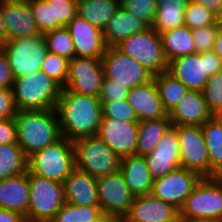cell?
<instances>
[{"mask_svg":"<svg viewBox=\"0 0 222 222\" xmlns=\"http://www.w3.org/2000/svg\"><path fill=\"white\" fill-rule=\"evenodd\" d=\"M55 109L62 137L73 142L97 134L102 118L99 97L74 93L62 87Z\"/></svg>","mask_w":222,"mask_h":222,"instance_id":"1","label":"cell"},{"mask_svg":"<svg viewBox=\"0 0 222 222\" xmlns=\"http://www.w3.org/2000/svg\"><path fill=\"white\" fill-rule=\"evenodd\" d=\"M14 120L17 144L27 157L62 137L56 109L17 111Z\"/></svg>","mask_w":222,"mask_h":222,"instance_id":"2","label":"cell"},{"mask_svg":"<svg viewBox=\"0 0 222 222\" xmlns=\"http://www.w3.org/2000/svg\"><path fill=\"white\" fill-rule=\"evenodd\" d=\"M61 86L41 70L14 78L12 91L18 111L55 109Z\"/></svg>","mask_w":222,"mask_h":222,"instance_id":"3","label":"cell"},{"mask_svg":"<svg viewBox=\"0 0 222 222\" xmlns=\"http://www.w3.org/2000/svg\"><path fill=\"white\" fill-rule=\"evenodd\" d=\"M75 168L73 142L61 137L28 157L27 171L63 183Z\"/></svg>","mask_w":222,"mask_h":222,"instance_id":"4","label":"cell"},{"mask_svg":"<svg viewBox=\"0 0 222 222\" xmlns=\"http://www.w3.org/2000/svg\"><path fill=\"white\" fill-rule=\"evenodd\" d=\"M222 220V177H202L179 210L180 222Z\"/></svg>","mask_w":222,"mask_h":222,"instance_id":"5","label":"cell"},{"mask_svg":"<svg viewBox=\"0 0 222 222\" xmlns=\"http://www.w3.org/2000/svg\"><path fill=\"white\" fill-rule=\"evenodd\" d=\"M168 72L188 90L202 92L208 78L222 72V59L212 50L193 53L170 61Z\"/></svg>","mask_w":222,"mask_h":222,"instance_id":"6","label":"cell"},{"mask_svg":"<svg viewBox=\"0 0 222 222\" xmlns=\"http://www.w3.org/2000/svg\"><path fill=\"white\" fill-rule=\"evenodd\" d=\"M75 168L95 178L119 171L121 158L97 135L73 141Z\"/></svg>","mask_w":222,"mask_h":222,"instance_id":"7","label":"cell"},{"mask_svg":"<svg viewBox=\"0 0 222 222\" xmlns=\"http://www.w3.org/2000/svg\"><path fill=\"white\" fill-rule=\"evenodd\" d=\"M29 205L25 220L50 222L65 204L63 183L29 173Z\"/></svg>","mask_w":222,"mask_h":222,"instance_id":"8","label":"cell"},{"mask_svg":"<svg viewBox=\"0 0 222 222\" xmlns=\"http://www.w3.org/2000/svg\"><path fill=\"white\" fill-rule=\"evenodd\" d=\"M116 48L139 62L153 75L168 71L160 34L152 27L144 32L130 35Z\"/></svg>","mask_w":222,"mask_h":222,"instance_id":"9","label":"cell"},{"mask_svg":"<svg viewBox=\"0 0 222 222\" xmlns=\"http://www.w3.org/2000/svg\"><path fill=\"white\" fill-rule=\"evenodd\" d=\"M2 49L8 57L14 78L40 70L48 52L43 35L7 41Z\"/></svg>","mask_w":222,"mask_h":222,"instance_id":"10","label":"cell"},{"mask_svg":"<svg viewBox=\"0 0 222 222\" xmlns=\"http://www.w3.org/2000/svg\"><path fill=\"white\" fill-rule=\"evenodd\" d=\"M105 77L125 85L128 89L153 80V74L139 62L123 54L116 47H107L101 58Z\"/></svg>","mask_w":222,"mask_h":222,"instance_id":"11","label":"cell"},{"mask_svg":"<svg viewBox=\"0 0 222 222\" xmlns=\"http://www.w3.org/2000/svg\"><path fill=\"white\" fill-rule=\"evenodd\" d=\"M178 136L181 148V167L197 172L201 177H210L208 149L204 140L201 126L175 125L172 126Z\"/></svg>","mask_w":222,"mask_h":222,"instance_id":"12","label":"cell"},{"mask_svg":"<svg viewBox=\"0 0 222 222\" xmlns=\"http://www.w3.org/2000/svg\"><path fill=\"white\" fill-rule=\"evenodd\" d=\"M201 179L197 172L180 167L161 178L154 179L150 194L179 211Z\"/></svg>","mask_w":222,"mask_h":222,"instance_id":"13","label":"cell"},{"mask_svg":"<svg viewBox=\"0 0 222 222\" xmlns=\"http://www.w3.org/2000/svg\"><path fill=\"white\" fill-rule=\"evenodd\" d=\"M97 194L101 212L122 220L128 214L135 197L120 171L98 177Z\"/></svg>","mask_w":222,"mask_h":222,"instance_id":"14","label":"cell"},{"mask_svg":"<svg viewBox=\"0 0 222 222\" xmlns=\"http://www.w3.org/2000/svg\"><path fill=\"white\" fill-rule=\"evenodd\" d=\"M104 77L101 59L74 57L69 60L65 88L74 93L99 97Z\"/></svg>","mask_w":222,"mask_h":222,"instance_id":"15","label":"cell"},{"mask_svg":"<svg viewBox=\"0 0 222 222\" xmlns=\"http://www.w3.org/2000/svg\"><path fill=\"white\" fill-rule=\"evenodd\" d=\"M139 122L101 118L97 136L120 158L135 155Z\"/></svg>","mask_w":222,"mask_h":222,"instance_id":"16","label":"cell"},{"mask_svg":"<svg viewBox=\"0 0 222 222\" xmlns=\"http://www.w3.org/2000/svg\"><path fill=\"white\" fill-rule=\"evenodd\" d=\"M65 27L72 37L75 57L102 58L107 48L102 30L78 15Z\"/></svg>","mask_w":222,"mask_h":222,"instance_id":"17","label":"cell"},{"mask_svg":"<svg viewBox=\"0 0 222 222\" xmlns=\"http://www.w3.org/2000/svg\"><path fill=\"white\" fill-rule=\"evenodd\" d=\"M181 148L176 130L171 127L145 157L153 179H158L181 167Z\"/></svg>","mask_w":222,"mask_h":222,"instance_id":"18","label":"cell"},{"mask_svg":"<svg viewBox=\"0 0 222 222\" xmlns=\"http://www.w3.org/2000/svg\"><path fill=\"white\" fill-rule=\"evenodd\" d=\"M122 222H180L179 211L151 194L135 196Z\"/></svg>","mask_w":222,"mask_h":222,"instance_id":"19","label":"cell"},{"mask_svg":"<svg viewBox=\"0 0 222 222\" xmlns=\"http://www.w3.org/2000/svg\"><path fill=\"white\" fill-rule=\"evenodd\" d=\"M1 11L8 41L42 35L36 26L30 4L1 0Z\"/></svg>","mask_w":222,"mask_h":222,"instance_id":"20","label":"cell"},{"mask_svg":"<svg viewBox=\"0 0 222 222\" xmlns=\"http://www.w3.org/2000/svg\"><path fill=\"white\" fill-rule=\"evenodd\" d=\"M64 201L76 206H99L97 178L74 168L63 181Z\"/></svg>","mask_w":222,"mask_h":222,"instance_id":"21","label":"cell"},{"mask_svg":"<svg viewBox=\"0 0 222 222\" xmlns=\"http://www.w3.org/2000/svg\"><path fill=\"white\" fill-rule=\"evenodd\" d=\"M127 102L134 109L139 121L157 120L168 116L154 80L129 89Z\"/></svg>","mask_w":222,"mask_h":222,"instance_id":"22","label":"cell"},{"mask_svg":"<svg viewBox=\"0 0 222 222\" xmlns=\"http://www.w3.org/2000/svg\"><path fill=\"white\" fill-rule=\"evenodd\" d=\"M168 116L172 126H202L213 115L207 108L202 92L189 90L168 113Z\"/></svg>","mask_w":222,"mask_h":222,"instance_id":"23","label":"cell"},{"mask_svg":"<svg viewBox=\"0 0 222 222\" xmlns=\"http://www.w3.org/2000/svg\"><path fill=\"white\" fill-rule=\"evenodd\" d=\"M29 172L0 180V209H8L23 215L29 205Z\"/></svg>","mask_w":222,"mask_h":222,"instance_id":"24","label":"cell"},{"mask_svg":"<svg viewBox=\"0 0 222 222\" xmlns=\"http://www.w3.org/2000/svg\"><path fill=\"white\" fill-rule=\"evenodd\" d=\"M149 27L121 6L109 18L103 30V38L107 47H116L130 35L144 32Z\"/></svg>","mask_w":222,"mask_h":222,"instance_id":"25","label":"cell"},{"mask_svg":"<svg viewBox=\"0 0 222 222\" xmlns=\"http://www.w3.org/2000/svg\"><path fill=\"white\" fill-rule=\"evenodd\" d=\"M119 171L122 173L125 184L134 196L151 193L154 179L151 177L144 156L130 155L121 158Z\"/></svg>","mask_w":222,"mask_h":222,"instance_id":"26","label":"cell"},{"mask_svg":"<svg viewBox=\"0 0 222 222\" xmlns=\"http://www.w3.org/2000/svg\"><path fill=\"white\" fill-rule=\"evenodd\" d=\"M163 52L167 62L195 53L192 30L187 26L160 33Z\"/></svg>","mask_w":222,"mask_h":222,"instance_id":"27","label":"cell"},{"mask_svg":"<svg viewBox=\"0 0 222 222\" xmlns=\"http://www.w3.org/2000/svg\"><path fill=\"white\" fill-rule=\"evenodd\" d=\"M119 7L120 0H77L76 11L78 16L103 31Z\"/></svg>","mask_w":222,"mask_h":222,"instance_id":"28","label":"cell"},{"mask_svg":"<svg viewBox=\"0 0 222 222\" xmlns=\"http://www.w3.org/2000/svg\"><path fill=\"white\" fill-rule=\"evenodd\" d=\"M158 9L152 24L157 33L185 26V7L189 0H156Z\"/></svg>","mask_w":222,"mask_h":222,"instance_id":"29","label":"cell"},{"mask_svg":"<svg viewBox=\"0 0 222 222\" xmlns=\"http://www.w3.org/2000/svg\"><path fill=\"white\" fill-rule=\"evenodd\" d=\"M201 129L208 149L210 177H222V123L212 116Z\"/></svg>","mask_w":222,"mask_h":222,"instance_id":"30","label":"cell"},{"mask_svg":"<svg viewBox=\"0 0 222 222\" xmlns=\"http://www.w3.org/2000/svg\"><path fill=\"white\" fill-rule=\"evenodd\" d=\"M171 127L169 116L157 120L139 121L135 155L146 156L151 153Z\"/></svg>","mask_w":222,"mask_h":222,"instance_id":"31","label":"cell"},{"mask_svg":"<svg viewBox=\"0 0 222 222\" xmlns=\"http://www.w3.org/2000/svg\"><path fill=\"white\" fill-rule=\"evenodd\" d=\"M159 98L164 109L169 113L189 91L168 71L153 75Z\"/></svg>","mask_w":222,"mask_h":222,"instance_id":"32","label":"cell"},{"mask_svg":"<svg viewBox=\"0 0 222 222\" xmlns=\"http://www.w3.org/2000/svg\"><path fill=\"white\" fill-rule=\"evenodd\" d=\"M28 157L17 143L0 144V180L27 171Z\"/></svg>","mask_w":222,"mask_h":222,"instance_id":"33","label":"cell"},{"mask_svg":"<svg viewBox=\"0 0 222 222\" xmlns=\"http://www.w3.org/2000/svg\"><path fill=\"white\" fill-rule=\"evenodd\" d=\"M43 37L48 52L66 57L68 60L75 57L73 40L65 26L46 32Z\"/></svg>","mask_w":222,"mask_h":222,"instance_id":"34","label":"cell"},{"mask_svg":"<svg viewBox=\"0 0 222 222\" xmlns=\"http://www.w3.org/2000/svg\"><path fill=\"white\" fill-rule=\"evenodd\" d=\"M101 213L99 206H76L65 203L50 222H90Z\"/></svg>","mask_w":222,"mask_h":222,"instance_id":"35","label":"cell"},{"mask_svg":"<svg viewBox=\"0 0 222 222\" xmlns=\"http://www.w3.org/2000/svg\"><path fill=\"white\" fill-rule=\"evenodd\" d=\"M184 23L185 26L193 30L196 28L207 27L217 22L216 15L213 12L205 8L203 5L189 0L185 7Z\"/></svg>","mask_w":222,"mask_h":222,"instance_id":"36","label":"cell"},{"mask_svg":"<svg viewBox=\"0 0 222 222\" xmlns=\"http://www.w3.org/2000/svg\"><path fill=\"white\" fill-rule=\"evenodd\" d=\"M69 60L66 57L47 52L40 70L51 77L61 87H65L68 77Z\"/></svg>","mask_w":222,"mask_h":222,"instance_id":"37","label":"cell"},{"mask_svg":"<svg viewBox=\"0 0 222 222\" xmlns=\"http://www.w3.org/2000/svg\"><path fill=\"white\" fill-rule=\"evenodd\" d=\"M120 6L152 27L158 9L156 0H120Z\"/></svg>","mask_w":222,"mask_h":222,"instance_id":"38","label":"cell"},{"mask_svg":"<svg viewBox=\"0 0 222 222\" xmlns=\"http://www.w3.org/2000/svg\"><path fill=\"white\" fill-rule=\"evenodd\" d=\"M202 94L208 110L215 115L222 108V72L208 78Z\"/></svg>","mask_w":222,"mask_h":222,"instance_id":"39","label":"cell"},{"mask_svg":"<svg viewBox=\"0 0 222 222\" xmlns=\"http://www.w3.org/2000/svg\"><path fill=\"white\" fill-rule=\"evenodd\" d=\"M30 9L42 35L53 30V2L34 0L30 3Z\"/></svg>","mask_w":222,"mask_h":222,"instance_id":"40","label":"cell"},{"mask_svg":"<svg viewBox=\"0 0 222 222\" xmlns=\"http://www.w3.org/2000/svg\"><path fill=\"white\" fill-rule=\"evenodd\" d=\"M53 2V30L66 26L77 15V0H47Z\"/></svg>","mask_w":222,"mask_h":222,"instance_id":"41","label":"cell"},{"mask_svg":"<svg viewBox=\"0 0 222 222\" xmlns=\"http://www.w3.org/2000/svg\"><path fill=\"white\" fill-rule=\"evenodd\" d=\"M102 104V117L113 118L126 122H139L134 109L125 101L106 102Z\"/></svg>","mask_w":222,"mask_h":222,"instance_id":"42","label":"cell"},{"mask_svg":"<svg viewBox=\"0 0 222 222\" xmlns=\"http://www.w3.org/2000/svg\"><path fill=\"white\" fill-rule=\"evenodd\" d=\"M218 31V23L207 27L193 29L192 35L195 44V53L211 51Z\"/></svg>","mask_w":222,"mask_h":222,"instance_id":"43","label":"cell"},{"mask_svg":"<svg viewBox=\"0 0 222 222\" xmlns=\"http://www.w3.org/2000/svg\"><path fill=\"white\" fill-rule=\"evenodd\" d=\"M128 93L129 89L125 85H120L104 77L99 99L101 103L111 101L121 102L127 100Z\"/></svg>","mask_w":222,"mask_h":222,"instance_id":"44","label":"cell"},{"mask_svg":"<svg viewBox=\"0 0 222 222\" xmlns=\"http://www.w3.org/2000/svg\"><path fill=\"white\" fill-rule=\"evenodd\" d=\"M17 111L12 89L0 87V120L15 118Z\"/></svg>","mask_w":222,"mask_h":222,"instance_id":"45","label":"cell"},{"mask_svg":"<svg viewBox=\"0 0 222 222\" xmlns=\"http://www.w3.org/2000/svg\"><path fill=\"white\" fill-rule=\"evenodd\" d=\"M17 143V126L14 118L0 120V144Z\"/></svg>","mask_w":222,"mask_h":222,"instance_id":"46","label":"cell"},{"mask_svg":"<svg viewBox=\"0 0 222 222\" xmlns=\"http://www.w3.org/2000/svg\"><path fill=\"white\" fill-rule=\"evenodd\" d=\"M14 77L9 60L2 48H0V87L12 89Z\"/></svg>","mask_w":222,"mask_h":222,"instance_id":"47","label":"cell"},{"mask_svg":"<svg viewBox=\"0 0 222 222\" xmlns=\"http://www.w3.org/2000/svg\"><path fill=\"white\" fill-rule=\"evenodd\" d=\"M25 218L18 212L0 209V222H24Z\"/></svg>","mask_w":222,"mask_h":222,"instance_id":"48","label":"cell"},{"mask_svg":"<svg viewBox=\"0 0 222 222\" xmlns=\"http://www.w3.org/2000/svg\"><path fill=\"white\" fill-rule=\"evenodd\" d=\"M193 2L203 5L205 8L213 12L215 15L219 11L222 0H192Z\"/></svg>","mask_w":222,"mask_h":222,"instance_id":"49","label":"cell"},{"mask_svg":"<svg viewBox=\"0 0 222 222\" xmlns=\"http://www.w3.org/2000/svg\"><path fill=\"white\" fill-rule=\"evenodd\" d=\"M8 41L7 33L5 29V22L3 20V14L1 11V0H0V48H2Z\"/></svg>","mask_w":222,"mask_h":222,"instance_id":"50","label":"cell"},{"mask_svg":"<svg viewBox=\"0 0 222 222\" xmlns=\"http://www.w3.org/2000/svg\"><path fill=\"white\" fill-rule=\"evenodd\" d=\"M212 51L222 59V33L220 31L216 35Z\"/></svg>","mask_w":222,"mask_h":222,"instance_id":"51","label":"cell"},{"mask_svg":"<svg viewBox=\"0 0 222 222\" xmlns=\"http://www.w3.org/2000/svg\"><path fill=\"white\" fill-rule=\"evenodd\" d=\"M90 222H122V219L116 216L101 213L97 218Z\"/></svg>","mask_w":222,"mask_h":222,"instance_id":"52","label":"cell"},{"mask_svg":"<svg viewBox=\"0 0 222 222\" xmlns=\"http://www.w3.org/2000/svg\"><path fill=\"white\" fill-rule=\"evenodd\" d=\"M5 1L12 2V3H17V4H30L34 0H5Z\"/></svg>","mask_w":222,"mask_h":222,"instance_id":"53","label":"cell"},{"mask_svg":"<svg viewBox=\"0 0 222 222\" xmlns=\"http://www.w3.org/2000/svg\"><path fill=\"white\" fill-rule=\"evenodd\" d=\"M216 22L222 23V3L220 5L219 11L216 14Z\"/></svg>","mask_w":222,"mask_h":222,"instance_id":"54","label":"cell"},{"mask_svg":"<svg viewBox=\"0 0 222 222\" xmlns=\"http://www.w3.org/2000/svg\"><path fill=\"white\" fill-rule=\"evenodd\" d=\"M213 116L222 123V108Z\"/></svg>","mask_w":222,"mask_h":222,"instance_id":"55","label":"cell"},{"mask_svg":"<svg viewBox=\"0 0 222 222\" xmlns=\"http://www.w3.org/2000/svg\"><path fill=\"white\" fill-rule=\"evenodd\" d=\"M191 222H222V220H218V219H205V220H197V221H191Z\"/></svg>","mask_w":222,"mask_h":222,"instance_id":"56","label":"cell"},{"mask_svg":"<svg viewBox=\"0 0 222 222\" xmlns=\"http://www.w3.org/2000/svg\"><path fill=\"white\" fill-rule=\"evenodd\" d=\"M219 31L222 33V23H218Z\"/></svg>","mask_w":222,"mask_h":222,"instance_id":"57","label":"cell"}]
</instances>
